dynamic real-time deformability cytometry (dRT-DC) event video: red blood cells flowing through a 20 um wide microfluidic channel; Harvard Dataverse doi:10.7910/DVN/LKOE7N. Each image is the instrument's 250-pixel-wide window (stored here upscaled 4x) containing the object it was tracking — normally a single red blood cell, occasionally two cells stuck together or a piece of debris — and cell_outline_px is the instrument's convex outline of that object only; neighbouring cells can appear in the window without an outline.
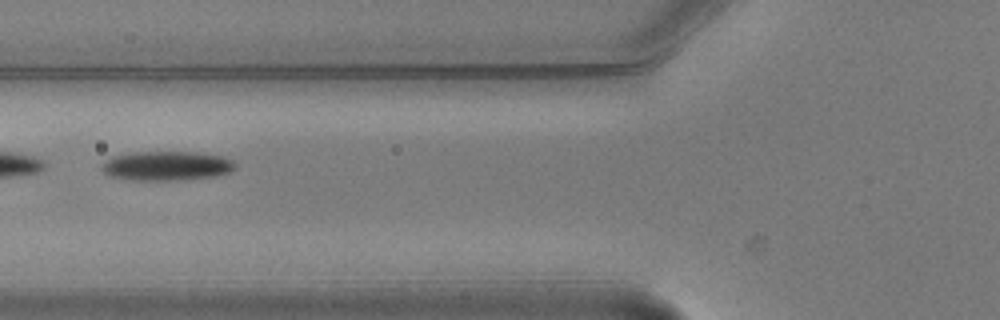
{"species": "common noctule bat (a hibernating species)", "species_latin": "Nyctalus noctula", "temperature_condition": "warm", "stored_images_in_passage": 5, "camera_frame_rate_fps": 3000, "um_per_image_px": 0.085, "animal": {"sex": "male", "body_mass_g": 20.5, "forearm_length_mm": 52.5}, "frame": {"image": 1, "passage_image": 4, "time_ms": 1.0, "image_size_px": [1000, 320], "cell_outline_px": [[236, 168], [228, 172], [212, 176], [184, 180], [128, 180], [108, 176], [100, 168], [100, 164], [104, 160], [112, 156], [136, 152], [196, 152], [224, 156], [232, 160], [236, 164]], "centroid_in_image_um": [14.11, 14.1], "position_along_channel_um": 111.7, "area_um2": 23.06}}
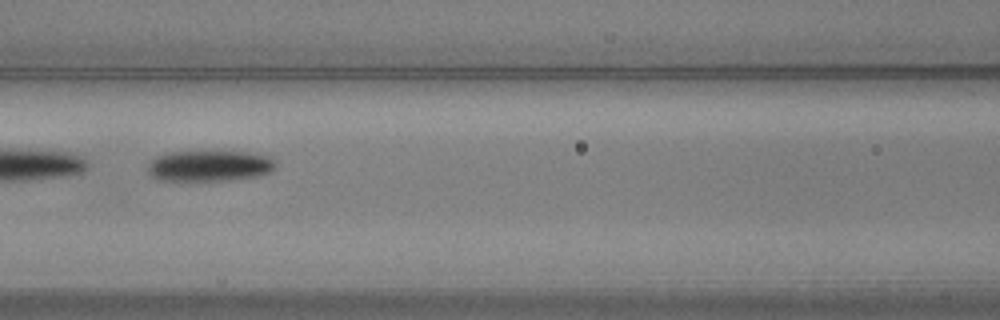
{"frame": {"image": 2, "passage_image": 5, "time_ms": 1.333, "image_size_px": [1000, 320], "cell_outline_px": [[276, 168], [268, 172], [256, 176], [228, 180], [156, 180], [148, 172], [148, 164], [156, 156], [172, 152], [248, 152], [268, 156], [276, 160]], "centroid_in_image_um": [17.81, 14.1], "position_along_channel_um": 148.8, "area_um2": 22.83}}